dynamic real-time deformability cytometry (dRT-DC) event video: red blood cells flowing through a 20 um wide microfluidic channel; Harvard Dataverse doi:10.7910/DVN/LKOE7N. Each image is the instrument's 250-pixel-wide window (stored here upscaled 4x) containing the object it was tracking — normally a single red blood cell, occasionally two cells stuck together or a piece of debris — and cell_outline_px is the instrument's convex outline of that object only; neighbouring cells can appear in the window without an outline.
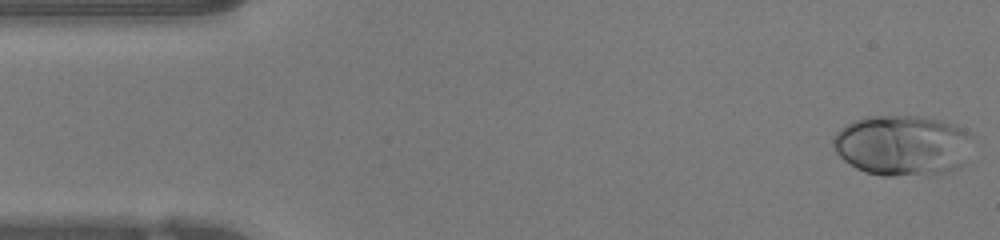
{"species": "human", "species_latin": "Homo sapiens", "temperature_condition": "warm", "stored_images_in_passage": 47, "camera_frame_rate_fps": 3000, "um_per_image_px": 0.085, "donor": {"sex": "female"}, "frame": {"image": 1, "passage_image": 1, "time_ms": 0.0, "image_size_px": [1000, 240], "cell_outline_px": [[964, 132], [960, 164], [952, 168], [940, 172], [888, 176], [884, 176], [868, 172], [856, 168], [844, 160], [836, 152], [832, 144], [832, 140], [848, 124], [856, 120], [876, 116], [908, 116], [932, 120], [948, 124]], "centroid_in_image_um": [76.48, 12.37], "position_along_channel_um": 8.5, "area_um2": 45.89}}
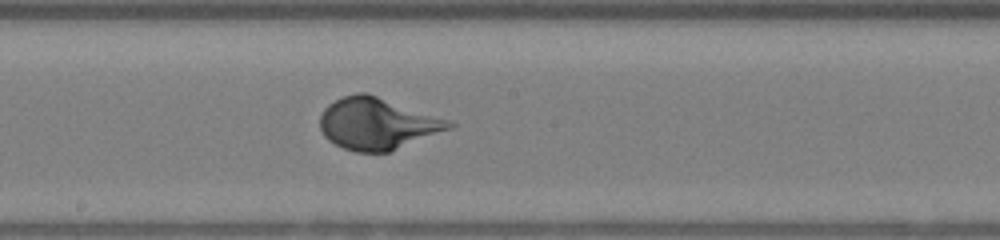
{"frame": {"image": 2, "passage_image": 24, "time_ms": 7.667, "image_size_px": [1000, 240], "cell_outline_px": [[456, 124], [452, 128], [388, 152], [356, 152], [344, 148], [328, 140], [324, 136], [320, 128], [320, 116], [324, 108], [328, 104], [344, 96], [356, 92], [368, 92], [452, 120]], "centroid_in_image_um": [32.09, 10.49], "position_along_channel_um": 216.1, "area_um2": 39.13}}
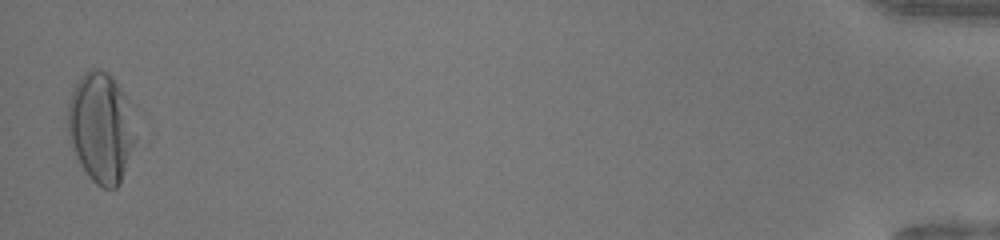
{"frame": {"image": 3, "passage_image": 46, "time_ms": 15.0, "image_size_px": [1000, 240], "cell_outline_px": [[136, 140], [120, 184], [116, 188], [104, 188], [96, 184], [88, 176], [80, 164], [68, 140], [68, 104], [72, 92], [80, 76], [84, 72], [92, 68], [100, 68], [108, 72], [124, 96], [136, 136]], "centroid_in_image_um": [8.54, 10.88], "position_along_channel_um": 426.7, "area_um2": 42.95}}